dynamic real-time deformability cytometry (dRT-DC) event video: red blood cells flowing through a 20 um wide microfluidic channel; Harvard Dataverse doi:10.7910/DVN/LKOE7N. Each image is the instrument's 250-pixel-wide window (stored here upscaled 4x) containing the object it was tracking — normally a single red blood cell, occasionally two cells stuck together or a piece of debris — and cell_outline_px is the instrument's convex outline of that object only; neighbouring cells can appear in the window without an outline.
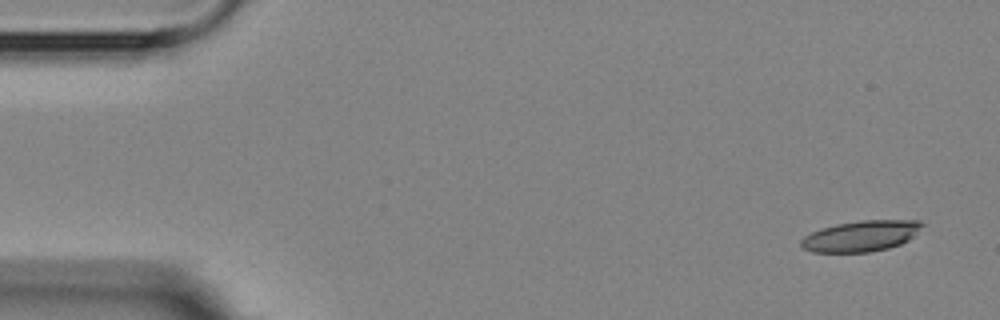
{"species": "Egyptian fruit bat (a non-hibernating species)", "species_latin": "Rousettus aegyptiacus", "temperature_condition": "room temperature", "stored_images_in_passage": 5, "segment_of_instrument_passage": [1, 2], "camera_frame_rate_fps": 3000, "um_per_image_px": 0.085, "animal": {"sex": "female"}, "frame": {"image": 1, "passage_image": 1, "time_ms": 0.0, "image_size_px": [1000, 320], "cell_outline_px": [[924, 224], [908, 240], [900, 244], [888, 248], [868, 252], [812, 252], [804, 248], [800, 244], [800, 240], [804, 236], [820, 228], [836, 224], [860, 220], [920, 220]], "centroid_in_image_um": [73.16, 20.05], "position_along_channel_um": 11.8, "area_um2": 21.68}}